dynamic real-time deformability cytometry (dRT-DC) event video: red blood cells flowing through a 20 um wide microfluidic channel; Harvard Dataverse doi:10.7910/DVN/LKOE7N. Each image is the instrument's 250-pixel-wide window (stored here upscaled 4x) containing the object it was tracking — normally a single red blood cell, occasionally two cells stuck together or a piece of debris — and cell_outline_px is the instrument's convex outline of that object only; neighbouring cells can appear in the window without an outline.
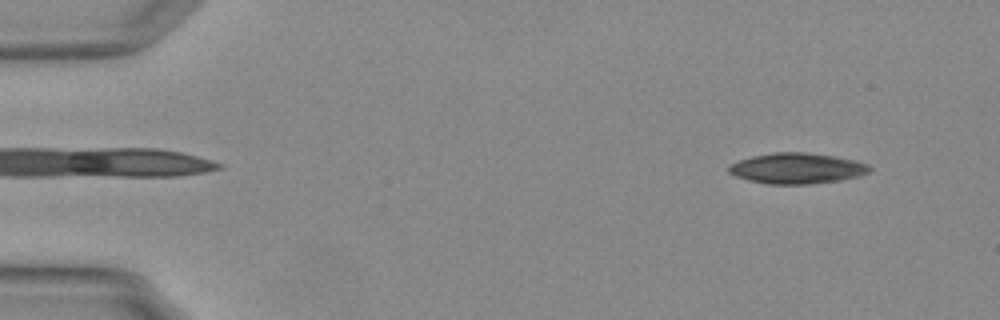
{"species": "Egyptian fruit bat (a non-hibernating species)", "species_latin": "Rousettus aegyptiacus", "temperature_condition": "warm", "stored_images_in_passage": 53, "camera_frame_rate_fps": 3000, "um_per_image_px": 0.085, "animal": {"sex": "female"}, "frame": {"image": 1, "passage_image": 4, "time_ms": 1.0, "image_size_px": [1000, 320], "cell_outline_px": [[872, 168], [868, 172], [860, 176], [840, 180], [808, 184], [768, 184], [748, 180], [736, 176], [728, 172], [728, 164], [752, 156], [772, 152], [804, 152], [836, 156], [868, 164]], "centroid_in_image_um": [67.72, 14.3], "position_along_channel_um": 17.3, "area_um2": 25.2}}
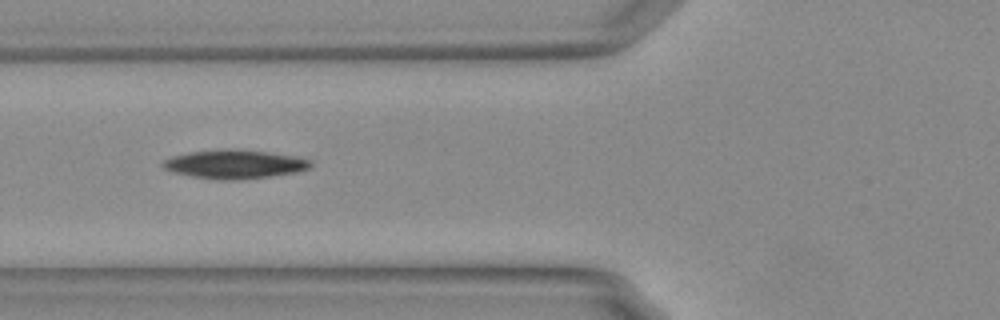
{"frame": {"image": 2, "passage_image": 20, "time_ms": 6.333, "image_size_px": [1000, 320], "cell_outline_px": [[312, 164], [308, 168], [296, 172], [232, 180], [224, 180], [192, 176], [172, 172], [164, 168], [160, 164], [164, 160], [172, 156], [188, 152], [216, 148], [232, 148], [296, 156], [312, 160]], "centroid_in_image_um": [19.88, 13.93], "position_along_channel_um": 105.9, "area_um2": 24.62}}
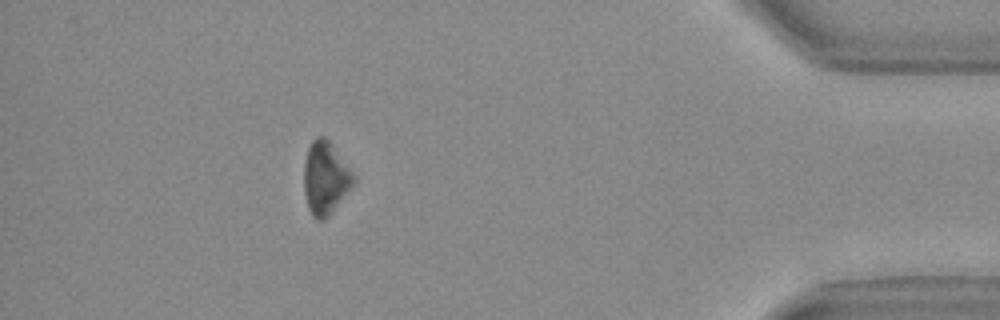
{"frame": {"image": 3, "passage_image": 48, "time_ms": 15.667, "image_size_px": [1000, 320], "cell_outline_px": [[356, 180], [328, 216], [324, 220], [316, 220], [312, 216], [308, 208], [304, 192], [304, 164], [308, 148], [312, 140], [316, 136], [324, 136], [328, 140], [356, 176]], "centroid_in_image_um": [27.64, 15.13], "position_along_channel_um": 407.6, "area_um2": 20.81}, "authors_computed_cell_mechanics": {"area_um2": 23.9292, "velocity_mm_per_s": 3.7489, "shape_relaxation_time_tau1_ms": 3.6023, "shape_relaxation_time_tau2_ms": null, "deformation_change_tau1": 0.1158, "deformation_change_tau2": null}}